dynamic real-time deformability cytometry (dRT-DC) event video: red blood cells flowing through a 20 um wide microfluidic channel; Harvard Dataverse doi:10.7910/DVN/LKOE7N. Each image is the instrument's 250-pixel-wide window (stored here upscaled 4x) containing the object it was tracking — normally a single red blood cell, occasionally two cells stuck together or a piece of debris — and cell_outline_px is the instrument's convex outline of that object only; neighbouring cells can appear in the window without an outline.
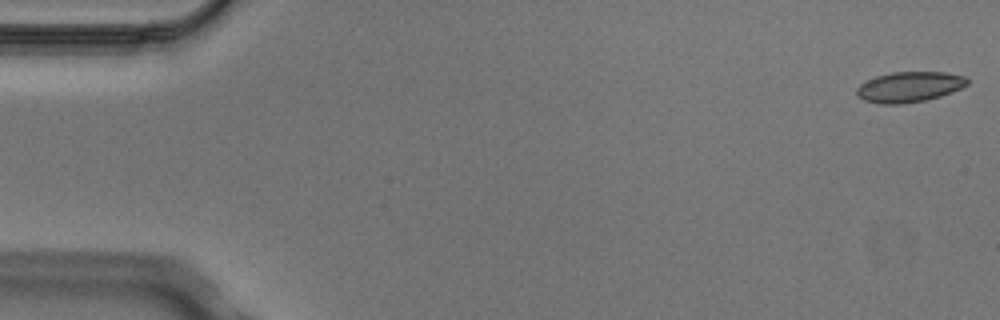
{"species": "Egyptian fruit bat (a non-hibernating species)", "species_latin": "Rousettus aegyptiacus", "temperature_condition": "cold", "stored_images_in_passage": 4, "camera_frame_rate_fps": 3000, "um_per_image_px": 0.085, "animal": {"sex": "male"}, "frame": {"image": 1, "passage_image": 1, "time_ms": 0.0, "image_size_px": [1000, 320], "cell_outline_px": [[968, 84], [952, 92], [940, 96], [924, 100], [904, 104], [880, 104], [864, 100], [856, 96], [856, 88], [860, 84], [876, 76], [892, 72], [944, 72], [964, 76], [968, 80]], "centroid_in_image_um": [77.26, 7.39], "position_along_channel_um": 7.7, "area_um2": 19.59}}
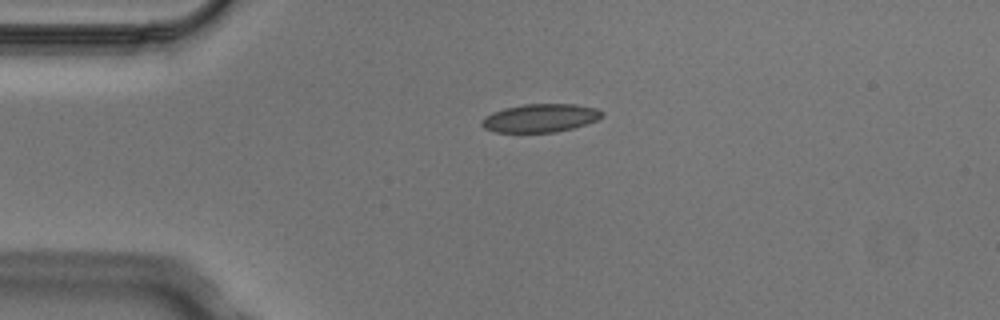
{"frame": {"image": 2, "passage_image": 4, "time_ms": 1.0, "image_size_px": [1000, 320], "cell_outline_px": [[604, 116], [588, 124], [556, 132], [496, 132], [484, 128], [480, 124], [480, 120], [484, 116], [492, 112], [504, 108], [524, 104], [576, 104], [596, 108], [604, 112]], "centroid_in_image_um": [45.92, 10.03], "position_along_channel_um": 39.1, "area_um2": 20.0}}